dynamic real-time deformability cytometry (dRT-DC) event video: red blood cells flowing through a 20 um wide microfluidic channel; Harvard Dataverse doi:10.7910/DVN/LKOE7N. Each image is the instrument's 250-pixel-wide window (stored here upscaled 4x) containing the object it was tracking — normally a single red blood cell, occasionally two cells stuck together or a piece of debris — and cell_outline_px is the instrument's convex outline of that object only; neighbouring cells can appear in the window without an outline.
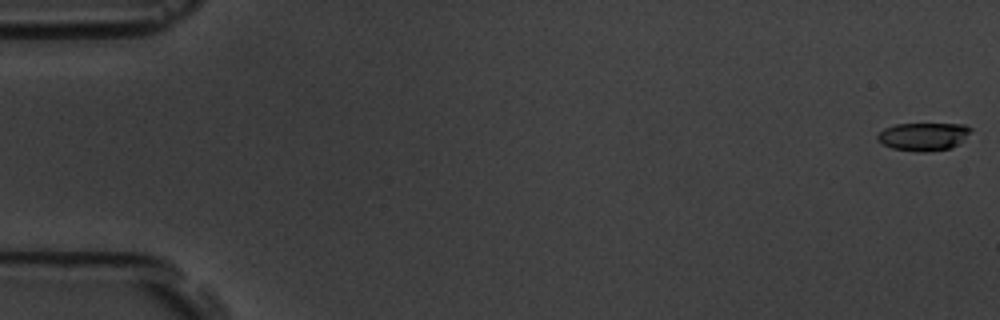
{"species": "common noctule bat (a hibernating species)", "species_latin": "Nyctalus noctula", "temperature_condition": "room temperature", "stored_images_in_passage": 8, "camera_frame_rate_fps": 3000, "um_per_image_px": 0.085, "animal": {"sex": "male", "body_mass_g": 19.5, "forearm_length_mm": 54.6}, "frame": {"image": 1, "passage_image": 1, "time_ms": 0.0, "image_size_px": [1000, 320], "cell_outline_px": [[972, 128], [952, 148], [924, 152], [916, 152], [892, 148], [880, 144], [876, 140], [876, 136], [884, 128], [896, 124], [964, 124]], "centroid_in_image_um": [78.39, 11.61], "position_along_channel_um": 6.6, "area_um2": 15.09}}
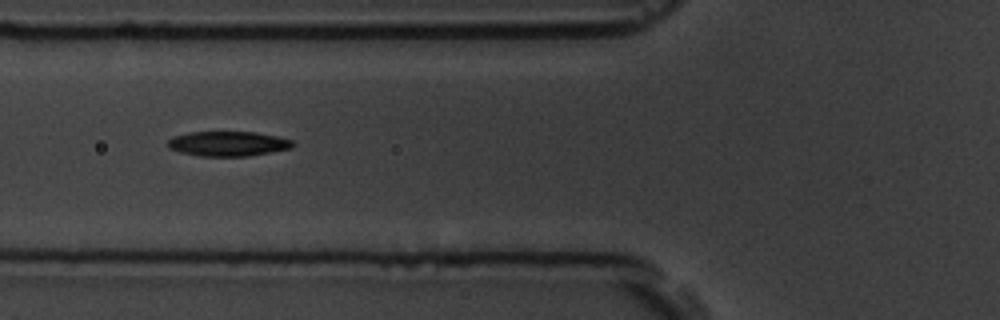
{"frame": {"image": 2, "passage_image": 7, "time_ms": 7.0, "image_size_px": [1000, 320], "cell_outline_px": [[296, 144], [292, 148], [248, 156], [200, 156], [180, 152], [168, 148], [168, 140], [172, 136], [188, 132], [256, 132], [276, 136], [292, 140]], "centroid_in_image_um": [19.37, 12.21], "position_along_channel_um": 106.4, "area_um2": 18.15}}
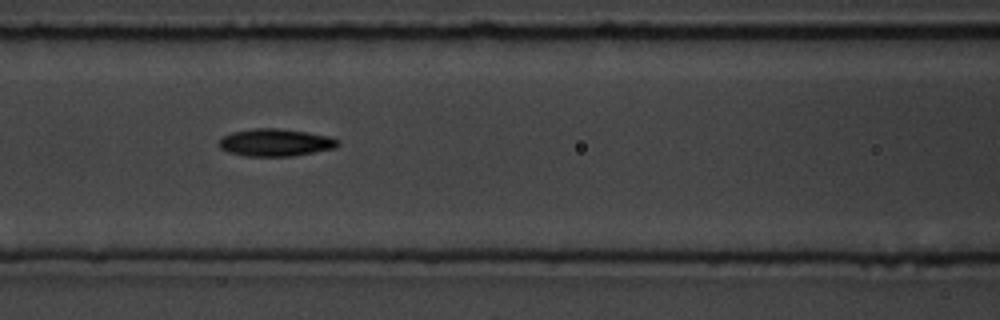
{"frame": {"image": 3, "passage_image": 8, "time_ms": 8.0, "image_size_px": [1000, 320], "cell_outline_px": [[340, 144], [336, 148], [292, 156], [244, 156], [228, 152], [220, 148], [216, 144], [220, 136], [232, 132], [252, 128], [276, 128], [308, 132], [328, 136], [340, 140]], "centroid_in_image_um": [23.37, 12.11], "position_along_channel_um": 143.2, "area_um2": 19.31}}